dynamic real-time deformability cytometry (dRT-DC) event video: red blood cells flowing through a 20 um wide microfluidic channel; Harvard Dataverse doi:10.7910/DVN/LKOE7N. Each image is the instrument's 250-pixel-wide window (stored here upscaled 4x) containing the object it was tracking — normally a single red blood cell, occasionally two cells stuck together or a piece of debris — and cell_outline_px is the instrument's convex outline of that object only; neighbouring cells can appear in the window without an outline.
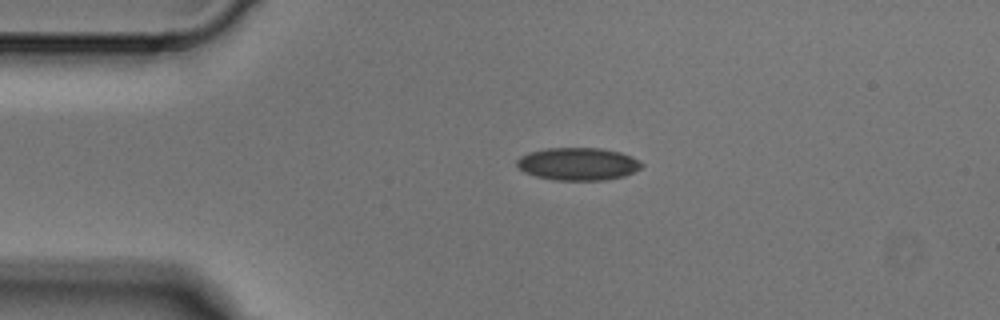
{"species": "Egyptian fruit bat (a non-hibernating species)", "species_latin": "Rousettus aegyptiacus", "temperature_condition": "cold", "stored_images_in_passage": 2, "camera_frame_rate_fps": 3000, "um_per_image_px": 0.085, "animal": {"sex": "male"}, "frame": {"image": 1, "passage_image": 2, "time_ms": 0.333, "image_size_px": [1000, 320], "cell_outline_px": [[644, 164], [640, 168], [624, 176], [604, 180], [556, 180], [536, 176], [524, 172], [516, 164], [516, 160], [520, 156], [528, 152], [544, 148], [600, 148], [620, 152], [632, 156], [640, 160]], "centroid_in_image_um": [49.12, 13.92], "position_along_channel_um": 35.9, "area_um2": 23.81}}